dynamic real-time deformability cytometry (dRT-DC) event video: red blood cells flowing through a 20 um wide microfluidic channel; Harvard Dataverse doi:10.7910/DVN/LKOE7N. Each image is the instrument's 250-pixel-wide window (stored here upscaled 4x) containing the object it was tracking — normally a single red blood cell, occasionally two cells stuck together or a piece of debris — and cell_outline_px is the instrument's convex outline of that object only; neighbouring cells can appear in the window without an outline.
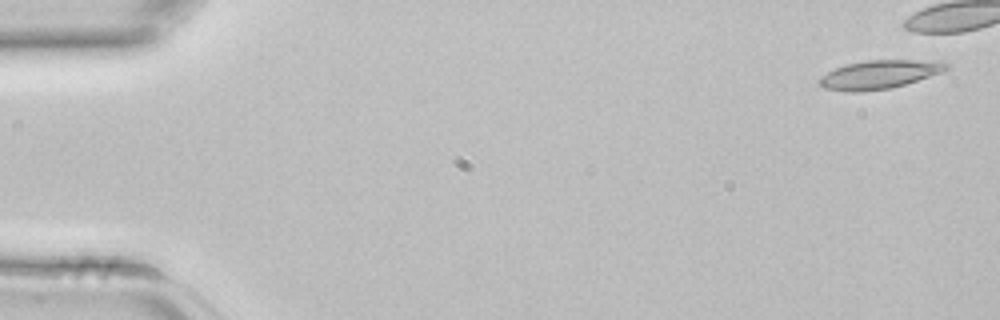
{"species": "common noctule bat (a hibernating species)", "species_latin": "Nyctalus noctula", "temperature_condition": "room temperature", "stored_images_in_passage": 4, "camera_frame_rate_fps": 3000, "um_per_image_px": 0.085, "animal": {"sex": "female", "body_mass_g": 22.7, "forearm_length_mm": 54.2}, "frame": {"image": 1, "passage_image": 1, "time_ms": 0.0, "image_size_px": [1000, 320], "cell_outline_px": [[948, 68], [940, 72], [892, 88], [860, 92], [848, 92], [824, 88], [816, 80], [820, 76], [844, 64], [868, 60], [916, 60], [948, 64]], "centroid_in_image_um": [74.61, 6.35], "position_along_channel_um": 10.4, "area_um2": 20.75}}